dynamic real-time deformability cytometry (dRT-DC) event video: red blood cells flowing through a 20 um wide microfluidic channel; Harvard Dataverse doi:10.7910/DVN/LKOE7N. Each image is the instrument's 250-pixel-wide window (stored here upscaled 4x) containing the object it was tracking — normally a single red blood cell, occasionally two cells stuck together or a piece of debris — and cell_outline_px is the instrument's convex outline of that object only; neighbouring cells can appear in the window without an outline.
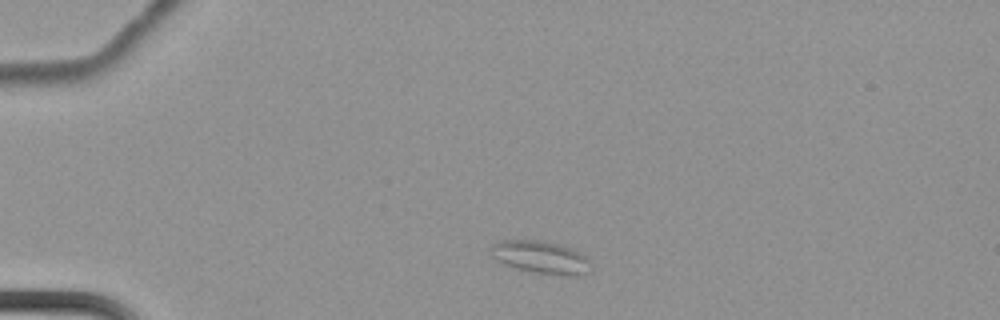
{"species": "common noctule bat (a hibernating species)", "species_latin": "Nyctalus noctula", "temperature_condition": "cold", "stored_images_in_passage": 3, "camera_frame_rate_fps": 3000, "um_per_image_px": 0.085, "animal": {"sex": "female", "body_mass_g": 22.7, "forearm_length_mm": 54.2}, "frame": {"image": 1, "passage_image": 1, "time_ms": 0.0, "image_size_px": [1000, 320], "cell_outline_px": [[592, 272], [568, 276], [536, 272], [516, 268], [504, 264], [496, 260], [492, 256], [492, 244], [500, 240], [540, 240], [560, 244], [572, 248], [588, 256], [592, 264]], "centroid_in_image_um": [46.04, 21.86], "position_along_channel_um": 39.0, "area_um2": 19.25}}
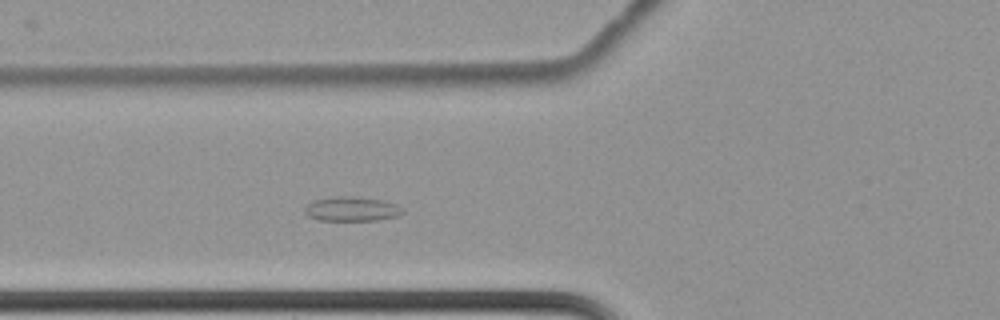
{"frame": {"image": 2, "passage_image": 3, "time_ms": 0.667, "image_size_px": [1000, 320], "cell_outline_px": [[404, 212], [400, 216], [376, 220], [320, 220], [308, 216], [304, 212], [304, 208], [308, 204], [316, 200], [336, 196], [352, 196], [384, 200], [396, 204], [404, 208]], "centroid_in_image_um": [29.95, 17.76], "position_along_channel_um": 95.8, "area_um2": 13.99}}